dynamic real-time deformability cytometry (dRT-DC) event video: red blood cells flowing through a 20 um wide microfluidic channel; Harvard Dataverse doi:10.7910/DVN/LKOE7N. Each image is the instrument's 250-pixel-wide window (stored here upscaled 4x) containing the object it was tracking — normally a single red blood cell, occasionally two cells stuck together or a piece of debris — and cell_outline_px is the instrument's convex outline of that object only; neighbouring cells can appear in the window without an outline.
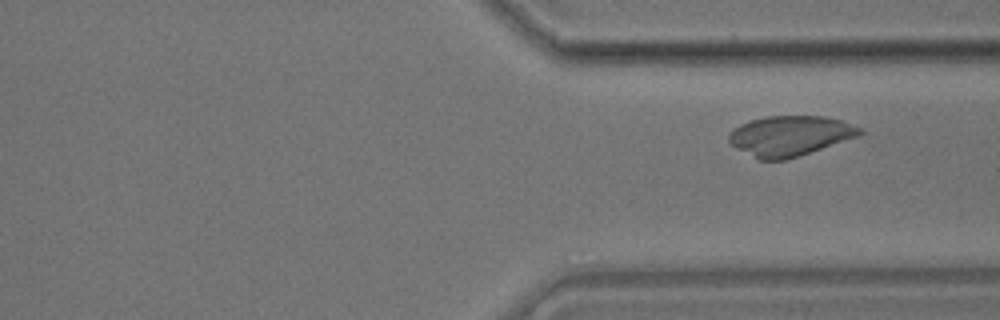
{"species": "common noctule bat (a hibernating species)", "species_latin": "Nyctalus noctula", "temperature_condition": "room temperature", "stored_images_in_passage": 34, "segment_of_instrument_passage": [2, 2], "camera_frame_rate_fps": 3000, "um_per_image_px": 0.085, "animal": {"sex": "male", "body_mass_g": 17.9}, "frame": {"image": 1, "passage_image": 34, "time_ms": 11.0, "image_size_px": [1000, 320], "cell_outline_px": [[864, 132], [860, 136], [784, 160], [760, 160], [736, 148], [728, 140], [728, 136], [740, 124], [764, 116], [824, 116], [840, 120], [864, 128]], "centroid_in_image_um": [67.18, 11.53], "position_along_channel_um": 344.2, "area_um2": 30.4}}